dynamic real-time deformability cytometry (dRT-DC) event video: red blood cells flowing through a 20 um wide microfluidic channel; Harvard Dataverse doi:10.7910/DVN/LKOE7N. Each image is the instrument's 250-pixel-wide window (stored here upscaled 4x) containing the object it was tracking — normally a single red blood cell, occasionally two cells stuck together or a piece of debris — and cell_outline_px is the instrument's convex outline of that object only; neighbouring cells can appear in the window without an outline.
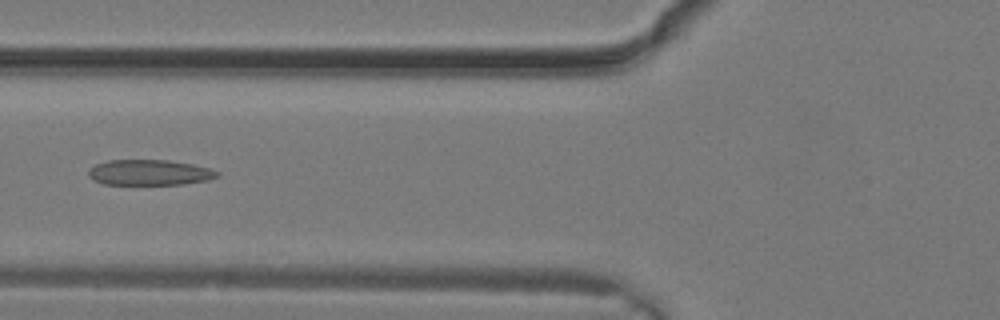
{"species": "common noctule bat (a hibernating species)", "species_latin": "Nyctalus noctula", "temperature_condition": "warm", "stored_images_in_passage": 19, "camera_frame_rate_fps": 3000, "um_per_image_px": 0.085, "animal": {"sex": "male", "body_mass_g": 19.2, "forearm_length_mm": 51.8}, "frame": {"image": 1, "passage_image": 11, "time_ms": 3.333, "image_size_px": [1000, 320], "cell_outline_px": [[220, 176], [208, 180], [184, 184], [104, 184], [88, 176], [88, 168], [96, 164], [108, 160], [168, 160], [192, 164], [208, 168], [220, 172]], "centroid_in_image_um": [12.72, 14.66], "position_along_channel_um": 113.1, "area_um2": 19.13}}
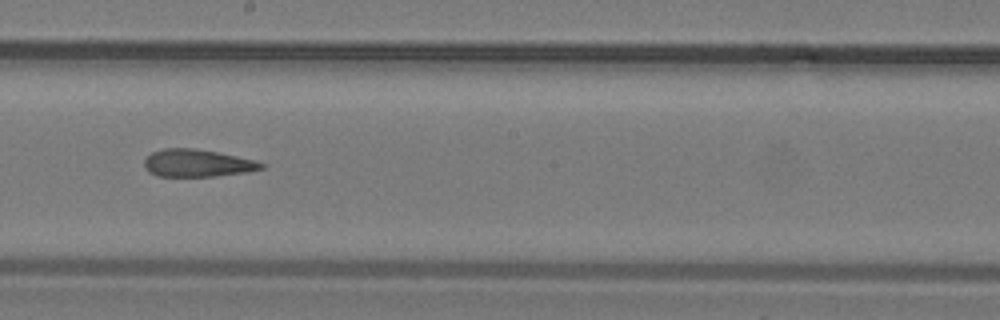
{"frame": {"image": 2, "passage_image": 16, "time_ms": 5.0, "image_size_px": [1000, 320], "cell_outline_px": [[268, 164], [264, 168], [248, 172], [216, 176], [156, 176], [148, 172], [144, 168], [144, 160], [152, 152], [164, 148], [192, 148], [216, 152], [256, 160]], "centroid_in_image_um": [16.79, 13.87], "position_along_channel_um": 231.4, "area_um2": 18.84}}
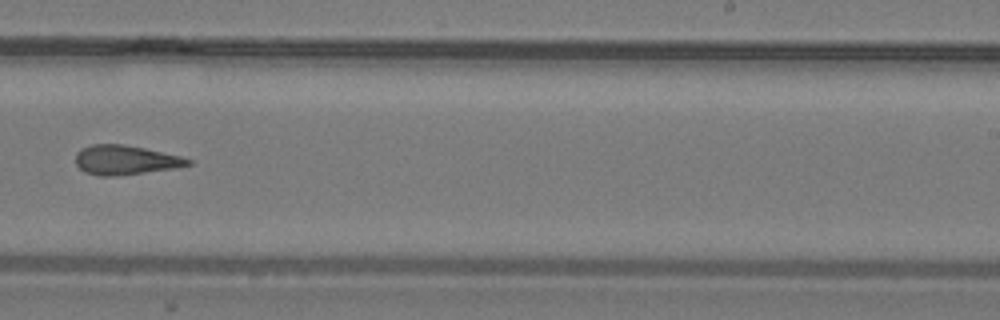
{"frame": {"image": 3, "passage_image": 18, "time_ms": 5.667, "image_size_px": [1000, 320], "cell_outline_px": [[192, 164], [176, 168], [116, 176], [100, 176], [84, 172], [76, 164], [76, 152], [80, 148], [92, 144], [124, 144], [144, 148], [180, 156], [192, 160]], "centroid_in_image_um": [10.64, 13.6], "position_along_channel_um": 278.4, "area_um2": 19.31}}